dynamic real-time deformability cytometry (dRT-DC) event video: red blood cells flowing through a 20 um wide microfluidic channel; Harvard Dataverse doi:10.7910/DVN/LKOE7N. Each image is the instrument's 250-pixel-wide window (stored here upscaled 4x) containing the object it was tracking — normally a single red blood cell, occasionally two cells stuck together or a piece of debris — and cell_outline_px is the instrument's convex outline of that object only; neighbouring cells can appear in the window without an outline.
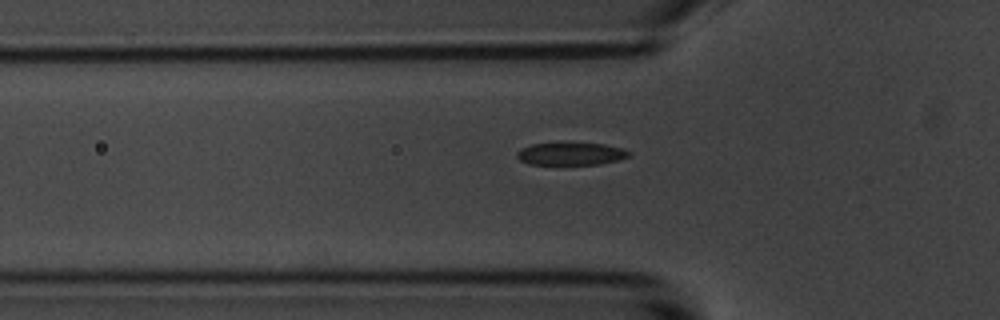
{"species": "common noctule bat (a hibernating species)", "species_latin": "Nyctalus noctula", "temperature_condition": "room temperature", "stored_images_in_passage": 43, "camera_frame_rate_fps": 3000, "um_per_image_px": 0.085, "animal": {"sex": "male", "body_mass_g": 20.1, "forearm_length_mm": 53.5}, "frame": {"image": 1, "passage_image": 6, "time_ms": 1.667, "image_size_px": [1000, 320], "cell_outline_px": [[632, 156], [620, 160], [600, 164], [528, 164], [520, 160], [516, 156], [516, 152], [520, 148], [532, 144], [604, 144], [624, 148]], "centroid_in_image_um": [48.54, 13.09], "position_along_channel_um": 77.3, "area_um2": 14.57}}
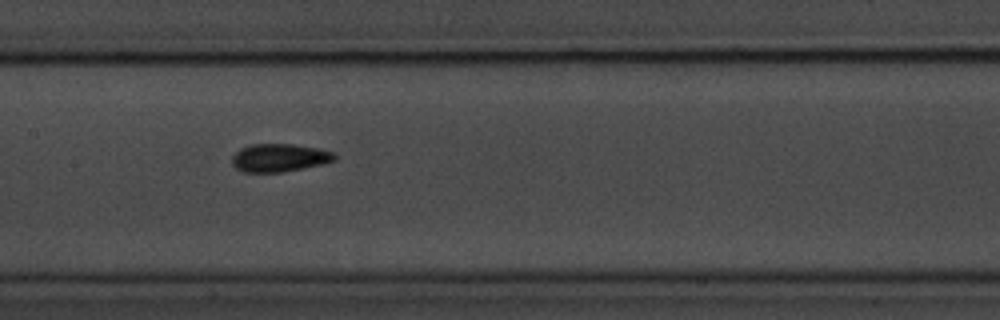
{"frame": {"image": 2, "passage_image": 15, "time_ms": 4.667, "image_size_px": [1000, 320], "cell_outline_px": [[336, 160], [324, 164], [304, 168], [280, 172], [244, 172], [236, 168], [232, 164], [232, 156], [240, 148], [248, 144], [292, 144], [320, 148], [336, 152]], "centroid_in_image_um": [23.78, 13.4], "position_along_channel_um": 183.6, "area_um2": 16.99}}
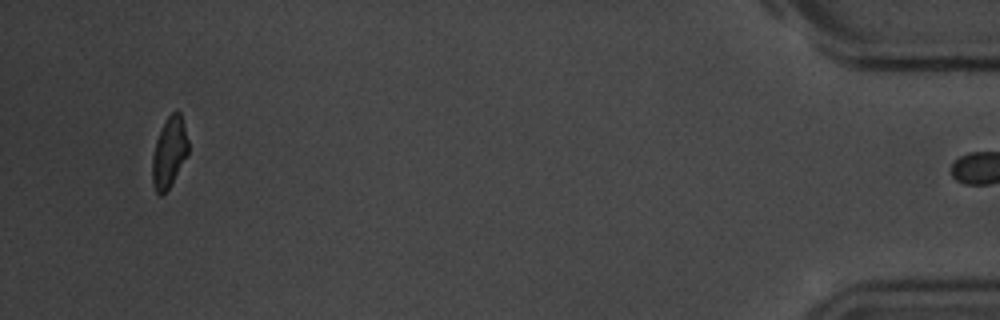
{"frame": {"image": 3, "passage_image": 42, "time_ms": 13.667, "image_size_px": [1000, 320], "cell_outline_px": [[188, 156], [168, 188], [160, 196], [156, 192], [152, 180], [152, 156], [156, 140], [168, 116], [176, 108], [180, 112], [184, 124], [188, 140]], "centroid_in_image_um": [14.39, 12.93], "position_along_channel_um": 420.8, "area_um2": 14.68}}